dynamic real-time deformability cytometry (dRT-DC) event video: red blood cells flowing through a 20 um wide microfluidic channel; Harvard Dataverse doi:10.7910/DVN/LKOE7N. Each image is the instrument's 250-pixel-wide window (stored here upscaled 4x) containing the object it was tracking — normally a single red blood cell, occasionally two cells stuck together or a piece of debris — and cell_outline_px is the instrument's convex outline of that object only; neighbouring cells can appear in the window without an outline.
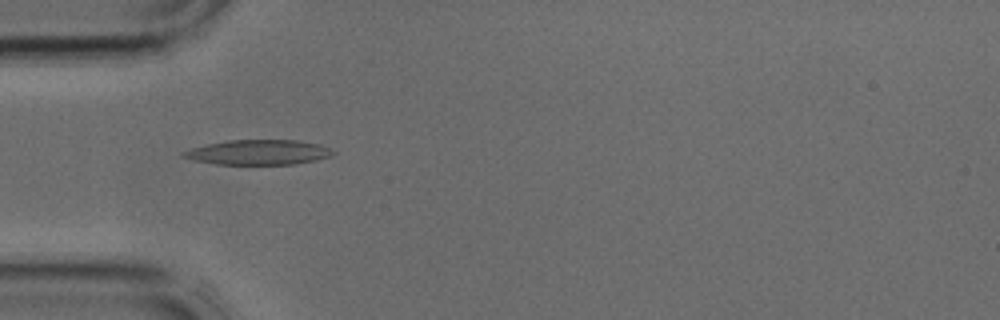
{"species": "common noctule bat (a hibernating species)", "species_latin": "Nyctalus noctula", "temperature_condition": "cold", "stored_images_in_passage": 4, "camera_frame_rate_fps": 3000, "um_per_image_px": 0.085, "animal": {"sex": "male", "body_mass_g": 17.9, "forearm_length_mm": 54.2}, "frame": {"image": 1, "passage_image": 3, "time_ms": 0.667, "image_size_px": [1000, 320], "cell_outline_px": [[336, 152], [332, 156], [316, 160], [296, 164], [216, 164], [196, 160], [180, 156], [180, 152], [192, 148], [208, 144], [228, 140], [296, 140], [320, 144]], "centroid_in_image_um": [21.98, 12.94], "position_along_channel_um": 63.0, "area_um2": 21.68}}